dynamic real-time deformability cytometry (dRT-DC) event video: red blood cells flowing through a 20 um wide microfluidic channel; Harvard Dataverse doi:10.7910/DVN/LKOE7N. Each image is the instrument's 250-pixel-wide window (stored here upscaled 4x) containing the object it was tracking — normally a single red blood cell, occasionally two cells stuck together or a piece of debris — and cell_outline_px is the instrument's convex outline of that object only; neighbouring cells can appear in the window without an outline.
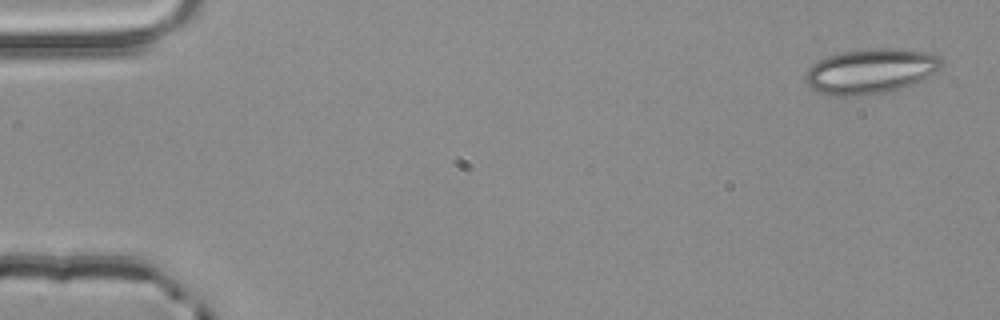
{"species": "common noctule bat (a hibernating species)", "species_latin": "Nyctalus noctula", "temperature_condition": "room temperature", "stored_images_in_passage": 3, "camera_frame_rate_fps": 3000, "um_per_image_px": 0.085, "animal": {"sex": "male", "body_mass_g": 20.4}, "frame": {"image": 1, "passage_image": 1, "time_ms": 0.0, "image_size_px": [1000, 320], "cell_outline_px": [[944, 64], [940, 68], [920, 80], [912, 84], [900, 88], [884, 92], [864, 96], [824, 96], [816, 92], [804, 80], [804, 76], [808, 68], [812, 64], [828, 56], [844, 52], [872, 48], [904, 48], [924, 52], [940, 56]], "centroid_in_image_um": [73.96, 6.06], "position_along_channel_um": 11.0, "area_um2": 35.84}}